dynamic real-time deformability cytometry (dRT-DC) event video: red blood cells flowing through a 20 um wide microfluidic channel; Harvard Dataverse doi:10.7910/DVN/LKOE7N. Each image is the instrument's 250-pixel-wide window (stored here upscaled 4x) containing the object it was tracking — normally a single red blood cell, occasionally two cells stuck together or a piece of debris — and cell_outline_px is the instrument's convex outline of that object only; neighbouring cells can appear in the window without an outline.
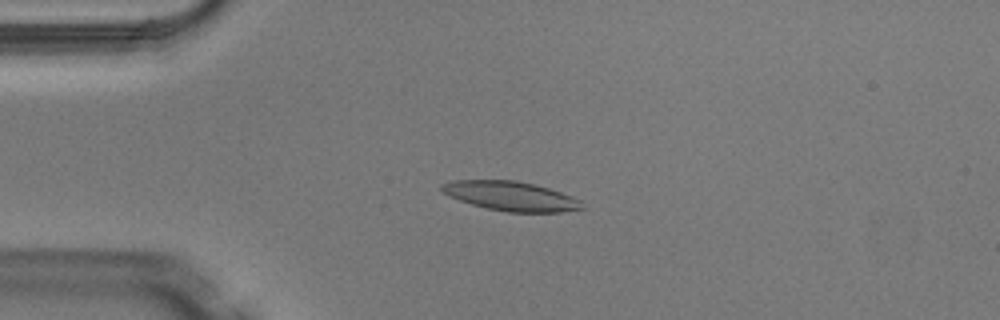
{"species": "Egyptian fruit bat (a non-hibernating species)", "species_latin": "Rousettus aegyptiacus", "temperature_condition": "warm", "stored_images_in_passage": 5, "camera_frame_rate_fps": 3000, "um_per_image_px": 0.085, "animal": {"sex": "male"}, "frame": {"image": 1, "passage_image": 3, "time_ms": 0.667, "image_size_px": [1000, 320], "cell_outline_px": [[584, 208], [564, 212], [508, 212], [488, 208], [472, 204], [460, 200], [440, 192], [440, 184], [452, 180], [516, 180], [548, 188], [572, 196], [580, 200]], "centroid_in_image_um": [43.39, 16.66], "position_along_channel_um": 41.6, "area_um2": 23.93}}